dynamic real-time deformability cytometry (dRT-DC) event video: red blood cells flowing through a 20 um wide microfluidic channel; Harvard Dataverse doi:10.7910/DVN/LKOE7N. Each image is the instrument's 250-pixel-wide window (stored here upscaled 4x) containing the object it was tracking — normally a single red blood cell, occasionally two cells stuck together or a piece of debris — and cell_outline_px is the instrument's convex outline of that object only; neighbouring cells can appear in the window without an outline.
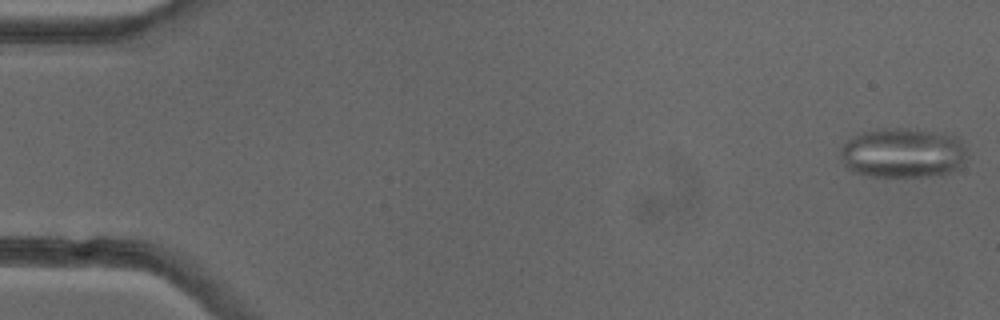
{"species": "common noctule bat (a hibernating species)", "species_latin": "Nyctalus noctula", "temperature_condition": "cold", "stored_images_in_passage": 51, "camera_frame_rate_fps": 3000, "um_per_image_px": 0.085, "animal": {"sex": "female"}, "frame": {"image": 1, "passage_image": 1, "time_ms": 0.0, "image_size_px": [1000, 320], "cell_outline_px": [[964, 160], [960, 168], [940, 176], [872, 176], [852, 172], [836, 156], [840, 148], [848, 140], [860, 132], [884, 128], [908, 128], [944, 132], [960, 140], [964, 148]], "centroid_in_image_um": [76.69, 13.0], "position_along_channel_um": 8.3, "area_um2": 37.22}}
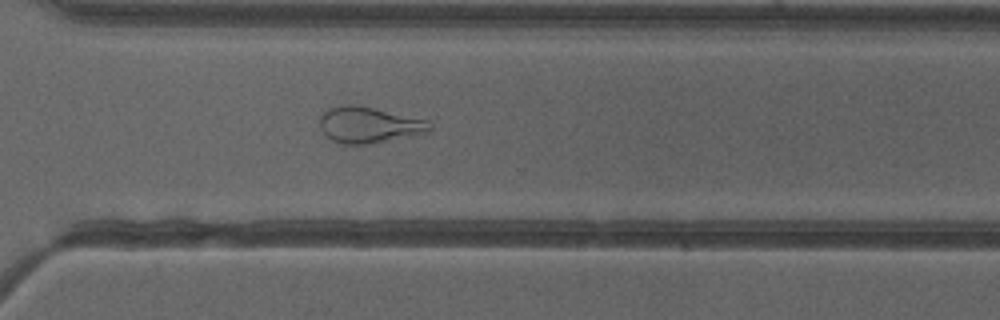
{"frame": {"image": 2, "passage_image": 37, "time_ms": 12.0, "image_size_px": [1000, 320], "cell_outline_px": [[432, 132], [376, 144], [344, 144], [332, 140], [320, 128], [320, 116], [328, 108], [344, 104], [352, 104], [372, 108], [428, 120], [432, 124]], "centroid_in_image_um": [31.41, 10.64], "position_along_channel_um": 339.2, "area_um2": 23.35}}
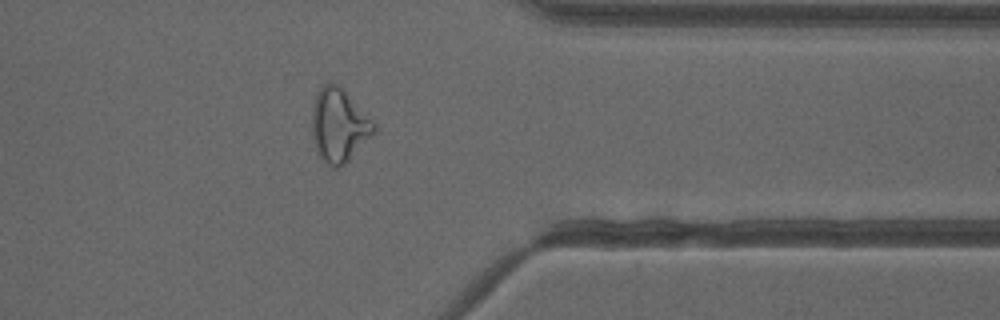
{"frame": {"image": 3, "passage_image": 41, "time_ms": 13.333, "image_size_px": [1000, 320], "cell_outline_px": [[376, 132], [344, 164], [336, 168], [332, 168], [316, 152], [312, 136], [312, 112], [316, 92], [320, 84], [328, 80], [332, 80], [344, 88], [376, 124]], "centroid_in_image_um": [28.8, 10.58], "position_along_channel_um": 382.6, "area_um2": 26.99}, "authors_computed_cell_mechanics": {"area_um2": 28.0908, "velocity_mm_per_s": 3.9733, "shape_relaxation_time_tau1_ms": null, "shape_relaxation_time_tau2_ms": 1.6878, "deformation_change_tau1": null, "deformation_change_tau2": 0.1085}}